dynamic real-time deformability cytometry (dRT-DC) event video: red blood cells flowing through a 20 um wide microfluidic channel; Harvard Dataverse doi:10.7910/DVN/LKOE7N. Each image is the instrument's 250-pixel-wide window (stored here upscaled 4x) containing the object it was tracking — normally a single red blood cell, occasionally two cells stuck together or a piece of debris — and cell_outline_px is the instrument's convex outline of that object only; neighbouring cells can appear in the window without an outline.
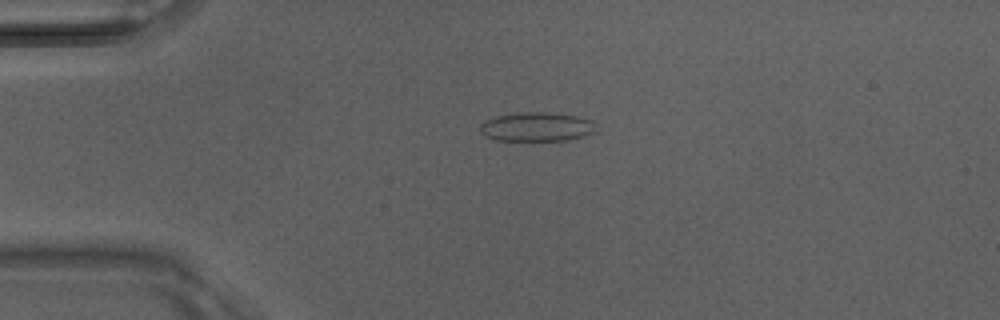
{"species": "Egyptian fruit bat (a non-hibernating species)", "species_latin": "Rousettus aegyptiacus", "temperature_condition": "room temperature", "stored_images_in_passage": 14, "camera_frame_rate_fps": 3000, "um_per_image_px": 0.085, "animal": {"sex": "male"}, "frame": {"image": 1, "passage_image": 1, "time_ms": 0.0, "image_size_px": [1000, 320], "cell_outline_px": [[596, 132], [584, 136], [568, 140], [496, 140], [484, 136], [480, 132], [480, 124], [496, 116], [528, 112], [544, 112], [576, 116], [592, 120]], "centroid_in_image_um": [45.62, 10.79], "position_along_channel_um": 39.4, "area_um2": 19.42}}